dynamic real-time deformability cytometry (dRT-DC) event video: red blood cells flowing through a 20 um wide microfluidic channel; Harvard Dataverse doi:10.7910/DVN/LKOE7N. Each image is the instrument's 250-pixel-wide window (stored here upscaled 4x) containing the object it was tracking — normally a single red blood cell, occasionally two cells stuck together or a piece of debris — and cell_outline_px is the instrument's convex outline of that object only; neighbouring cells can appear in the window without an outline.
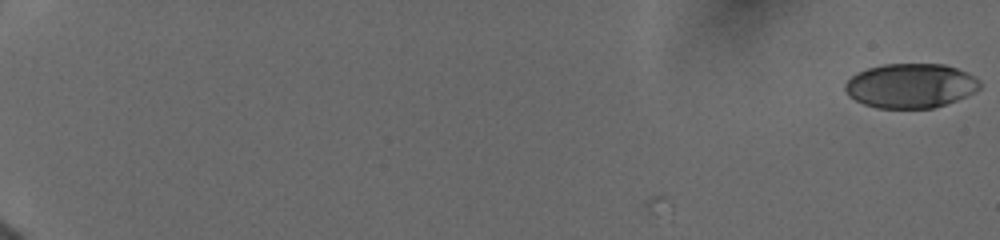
{"species": "human", "species_latin": "Homo sapiens", "temperature_condition": "cold", "stored_images_in_passage": 4, "camera_frame_rate_fps": 3000, "um_per_image_px": 0.085, "donor": {"sex": "female"}, "frame": {"image": 1, "passage_image": 1, "time_ms": 0.0, "image_size_px": [1000, 240], "cell_outline_px": [[980, 88], [956, 100], [932, 108], [876, 108], [864, 104], [848, 96], [844, 88], [844, 84], [852, 76], [868, 68], [884, 64], [944, 64], [968, 72], [980, 80]], "centroid_in_image_um": [77.39, 7.28], "position_along_channel_um": 7.6, "area_um2": 34.74}}